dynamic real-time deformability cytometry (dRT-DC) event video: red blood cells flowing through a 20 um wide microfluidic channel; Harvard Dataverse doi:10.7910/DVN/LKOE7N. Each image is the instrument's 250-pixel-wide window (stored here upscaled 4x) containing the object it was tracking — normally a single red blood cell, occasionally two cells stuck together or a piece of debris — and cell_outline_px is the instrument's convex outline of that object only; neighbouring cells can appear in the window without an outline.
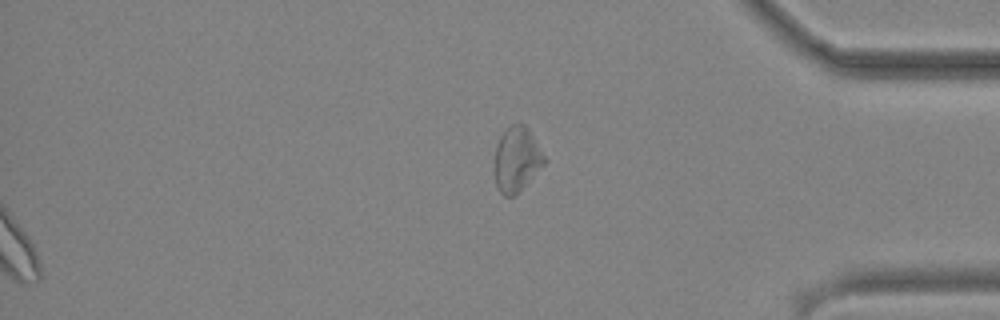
{"species": "common noctule bat (a hibernating species)", "species_latin": "Nyctalus noctula", "temperature_condition": "cold", "stored_images_in_passage": 36, "segment_of_instrument_passage": [2, 2], "camera_frame_rate_fps": 3000, "um_per_image_px": 0.085, "animal": {"sex": "male", "body_mass_g": 19.2, "forearm_length_mm": 51.8}, "frame": {"image": 1, "passage_image": 36, "time_ms": 11.667, "image_size_px": [1000, 320], "cell_outline_px": [[548, 160], [516, 196], [504, 196], [496, 188], [496, 144], [500, 136], [512, 124], [524, 124], [528, 128]], "centroid_in_image_um": [43.95, 13.57], "position_along_channel_um": 391.2, "area_um2": 18.73}}